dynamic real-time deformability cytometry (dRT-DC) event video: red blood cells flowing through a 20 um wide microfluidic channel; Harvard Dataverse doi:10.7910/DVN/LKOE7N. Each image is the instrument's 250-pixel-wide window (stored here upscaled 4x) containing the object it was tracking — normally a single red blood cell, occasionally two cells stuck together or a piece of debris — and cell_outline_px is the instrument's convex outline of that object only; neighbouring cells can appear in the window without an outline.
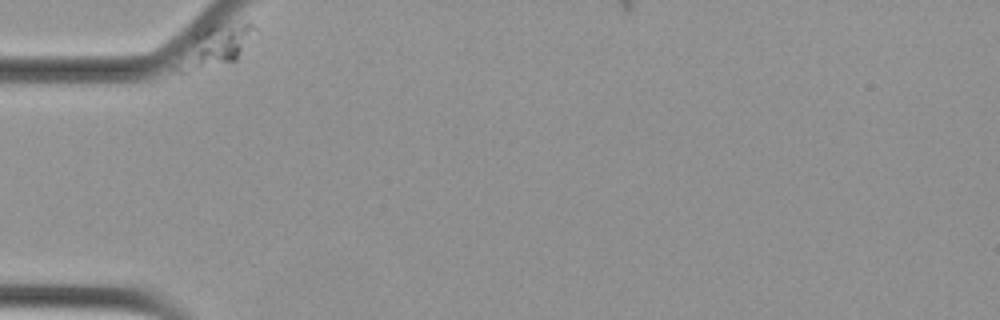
{"species": "Egyptian fruit bat (a non-hibernating species)", "species_latin": "Rousettus aegyptiacus", "temperature_condition": "cold", "stored_images_in_passage": 42, "camera_frame_rate_fps": 3000, "um_per_image_px": 0.085, "animal": {"sex": "female"}, "frame": {"image": 1, "passage_image": 1, "time_ms": 0.0, "image_size_px": [1000, 320], "cell_outline_px": [[256, 28], [236, 60], [180, 76], [172, 68], [172, 64], [196, 36], [212, 24], [252, 24]], "centroid_in_image_um": [18.16, 4.05], "position_along_channel_um": 66.8, "area_um2": 18.21}}
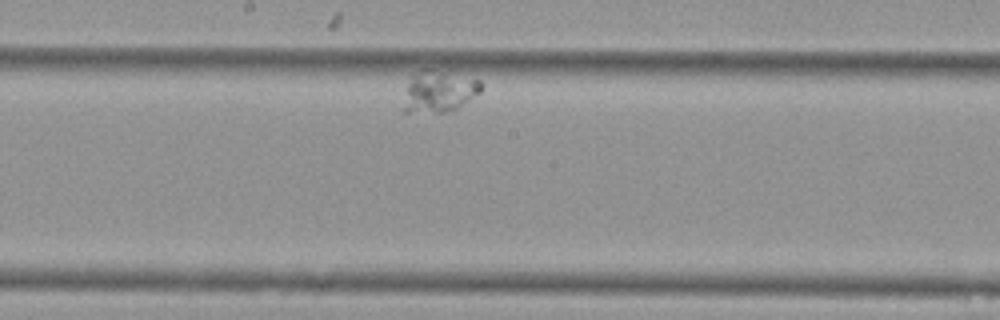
{"frame": {"image": 2, "passage_image": 24, "time_ms": 7.667, "image_size_px": [1000, 320], "cell_outline_px": [[484, 88], [480, 92], [456, 108], [444, 112], [400, 112], [408, 76], [420, 68], [432, 68], [480, 80], [484, 84]], "centroid_in_image_um": [37.22, 7.73], "position_along_channel_um": 211.0, "area_um2": 19.48}}
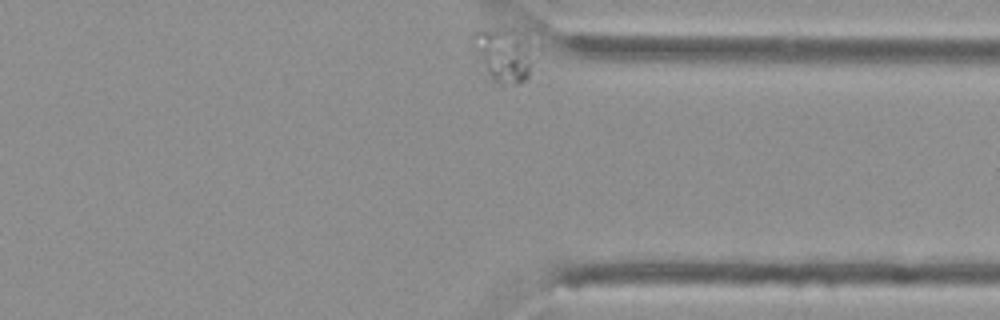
{"frame": {"image": 3, "passage_image": 42, "time_ms": 13.667, "image_size_px": [1000, 320], "cell_outline_px": [[532, 64], [528, 80], [520, 84], [500, 88], [492, 84], [480, 72], [468, 40], [468, 36], [476, 28], [496, 28], [508, 32], [528, 44]], "centroid_in_image_um": [42.57, 4.81], "position_along_channel_um": 368.8, "area_um2": 20.29}}